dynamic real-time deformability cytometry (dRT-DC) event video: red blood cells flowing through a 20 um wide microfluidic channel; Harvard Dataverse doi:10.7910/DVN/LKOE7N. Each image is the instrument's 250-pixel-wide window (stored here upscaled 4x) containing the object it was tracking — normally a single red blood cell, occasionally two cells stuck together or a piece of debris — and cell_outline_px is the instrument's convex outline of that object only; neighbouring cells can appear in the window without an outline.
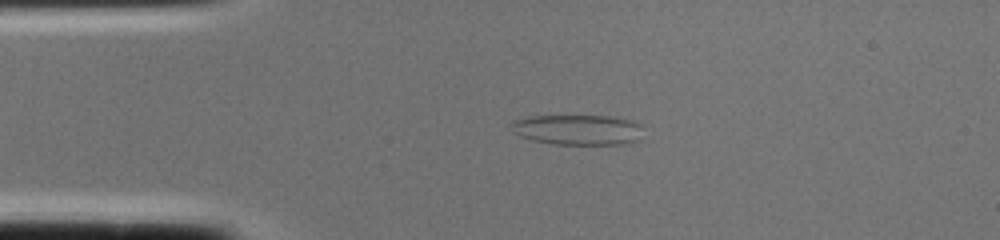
{"species": "common noctule bat (a hibernating species)", "species_latin": "Nyctalus noctula", "temperature_condition": "cold", "stored_images_in_passage": 1, "camera_frame_rate_fps": 3000, "um_per_image_px": 0.085, "animal": {"sex": "female", "body_mass_g": 22.0, "forearm_length_mm": 56.7}, "frame": {"image": 1, "passage_image": 1, "time_ms": 0.0, "image_size_px": [1000, 240], "cell_outline_px": [[640, 140], [628, 144], [556, 144], [532, 140], [520, 136], [516, 132], [512, 124], [512, 120], [532, 116], [608, 116], [632, 120], [640, 124]], "centroid_in_image_um": [49.15, 11.03], "position_along_channel_um": 35.8, "area_um2": 23.12}}